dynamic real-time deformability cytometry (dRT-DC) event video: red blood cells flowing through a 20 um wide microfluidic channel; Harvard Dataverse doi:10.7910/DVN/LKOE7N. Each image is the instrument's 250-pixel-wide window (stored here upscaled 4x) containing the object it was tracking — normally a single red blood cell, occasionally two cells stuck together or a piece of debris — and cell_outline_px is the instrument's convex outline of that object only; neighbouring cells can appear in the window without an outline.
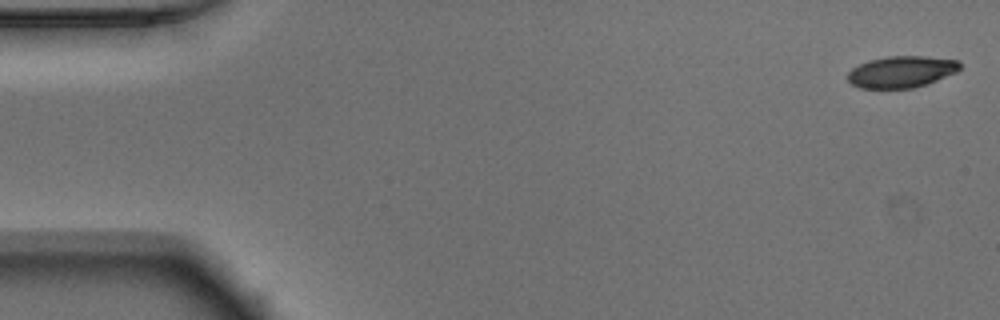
{"species": "Egyptian fruit bat (a non-hibernating species)", "species_latin": "Rousettus aegyptiacus", "temperature_condition": "warm", "stored_images_in_passage": 51, "camera_frame_rate_fps": 3000, "um_per_image_px": 0.085, "animal": {"sex": "male"}, "frame": {"image": 1, "passage_image": 1, "time_ms": 0.0, "image_size_px": [1000, 320], "cell_outline_px": [[960, 68], [956, 72], [936, 80], [912, 88], [860, 88], [852, 84], [848, 80], [848, 72], [852, 68], [868, 60], [888, 56], [928, 56], [956, 60], [960, 64]], "centroid_in_image_um": [76.6, 6.09], "position_along_channel_um": 8.4, "area_um2": 20.46}}
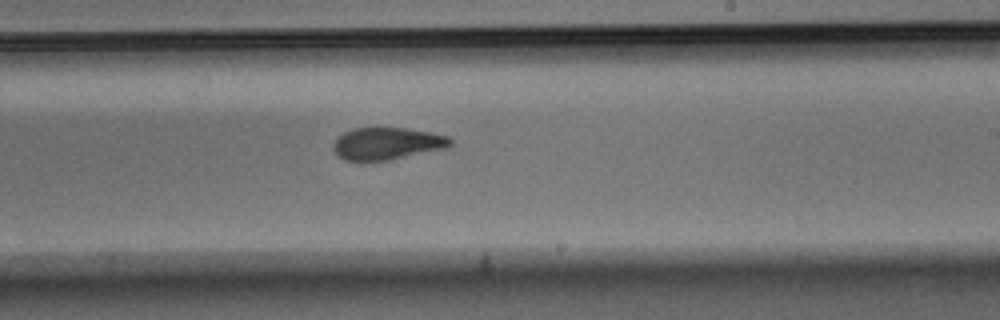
{"frame": {"image": 2, "passage_image": 30, "time_ms": 9.667, "image_size_px": [1000, 320], "cell_outline_px": [[452, 144], [448, 148], [392, 160], [344, 160], [336, 156], [332, 148], [332, 144], [344, 132], [352, 128], [404, 128], [432, 132], [448, 136], [452, 140]], "centroid_in_image_um": [32.92, 12.21], "position_along_channel_um": 256.1, "area_um2": 22.2}}
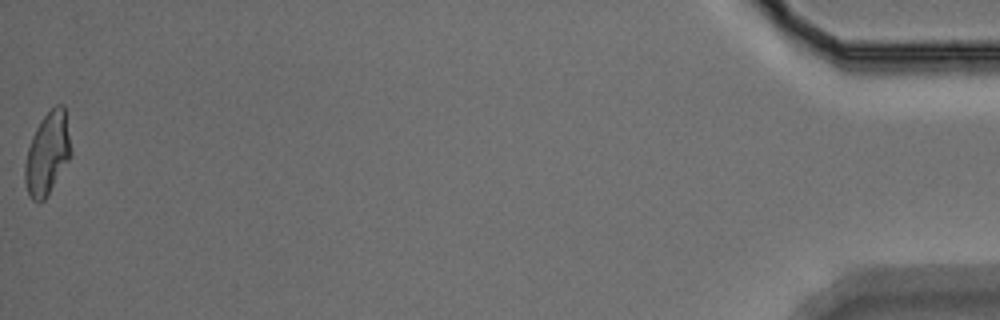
{"frame": {"image": 3, "passage_image": 51, "time_ms": 16.667, "image_size_px": [1000, 320], "cell_outline_px": [[72, 152], [68, 160], [44, 200], [36, 204], [32, 200], [28, 192], [24, 180], [24, 164], [28, 148], [32, 136], [40, 120], [56, 104], [64, 104]], "centroid_in_image_um": [4.01, 13.04], "position_along_channel_um": 431.2, "area_um2": 21.91}, "authors_computed_cell_mechanics": {"area_um2": 22.253, "velocity_mm_per_s": 3.9225, "shape_relaxation_time_tau1_ms": 4.4036, "shape_relaxation_time_tau2_ms": 2.1651, "deformation_change_tau1": 0.1601, "deformation_change_tau2": 0.069}}